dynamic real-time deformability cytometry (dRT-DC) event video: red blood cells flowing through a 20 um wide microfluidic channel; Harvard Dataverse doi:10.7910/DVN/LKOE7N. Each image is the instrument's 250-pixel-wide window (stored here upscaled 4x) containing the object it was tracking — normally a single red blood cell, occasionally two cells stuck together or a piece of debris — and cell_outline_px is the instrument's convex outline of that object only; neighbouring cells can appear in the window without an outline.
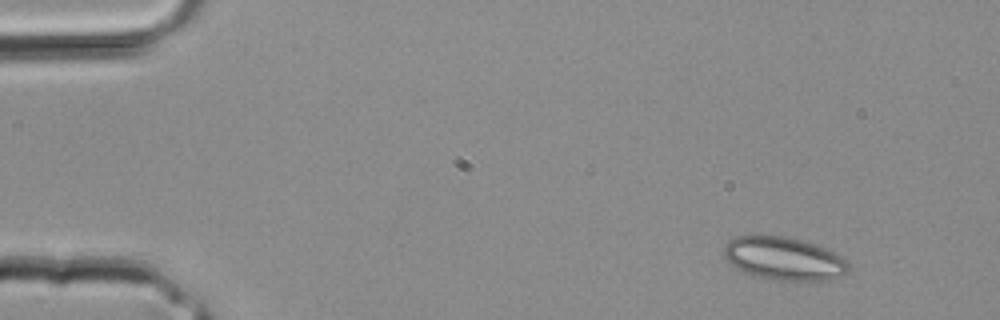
{"species": "common noctule bat (a hibernating species)", "species_latin": "Nyctalus noctula", "temperature_condition": "room temperature", "stored_images_in_passage": 3, "camera_frame_rate_fps": 3000, "um_per_image_px": 0.085, "animal": {"sex": "male", "body_mass_g": 20.4}, "frame": {"image": 1, "passage_image": 1, "time_ms": 0.0, "image_size_px": [1000, 320], "cell_outline_px": [[848, 268], [844, 276], [828, 280], [780, 280], [760, 276], [736, 268], [724, 256], [724, 248], [728, 240], [736, 236], [784, 236], [800, 240], [824, 248], [840, 256], [848, 264]], "centroid_in_image_um": [66.63, 21.97], "position_along_channel_um": 18.4, "area_um2": 30.52}}
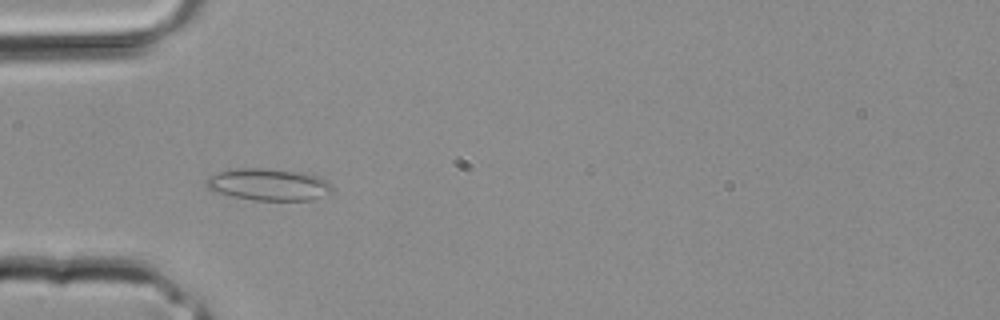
{"frame": {"image": 2, "passage_image": 2, "time_ms": 0.333, "image_size_px": [1000, 320], "cell_outline_px": [[332, 192], [308, 200], [256, 200], [212, 192], [208, 188], [204, 180], [208, 176], [220, 172], [236, 168], [264, 168], [304, 172], [328, 180], [332, 188]], "centroid_in_image_um": [22.8, 15.67], "position_along_channel_um": 62.2, "area_um2": 23.41}}
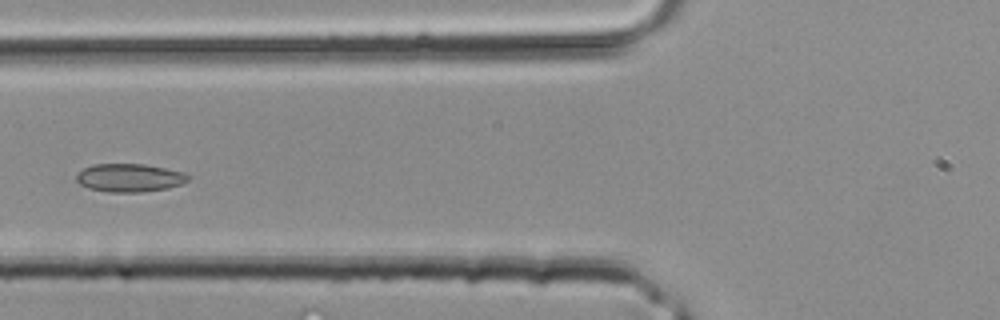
{"frame": {"image": 3, "passage_image": 3, "time_ms": 0.667, "image_size_px": [1000, 320], "cell_outline_px": [[188, 180], [180, 184], [168, 188], [140, 192], [108, 192], [88, 188], [80, 184], [76, 180], [76, 172], [92, 164], [144, 164], [184, 172], [188, 176]], "centroid_in_image_um": [10.96, 15.11], "position_along_channel_um": 114.8, "area_um2": 18.32}}